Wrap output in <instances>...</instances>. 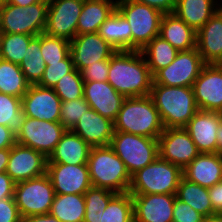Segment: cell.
Listing matches in <instances>:
<instances>
[{
    "instance_id": "1",
    "label": "cell",
    "mask_w": 222,
    "mask_h": 222,
    "mask_svg": "<svg viewBox=\"0 0 222 222\" xmlns=\"http://www.w3.org/2000/svg\"><path fill=\"white\" fill-rule=\"evenodd\" d=\"M107 81L125 97L150 95L153 75L141 51L118 50L109 59Z\"/></svg>"
},
{
    "instance_id": "2",
    "label": "cell",
    "mask_w": 222,
    "mask_h": 222,
    "mask_svg": "<svg viewBox=\"0 0 222 222\" xmlns=\"http://www.w3.org/2000/svg\"><path fill=\"white\" fill-rule=\"evenodd\" d=\"M150 96L164 128H184L199 110L193 87L152 84Z\"/></svg>"
},
{
    "instance_id": "3",
    "label": "cell",
    "mask_w": 222,
    "mask_h": 222,
    "mask_svg": "<svg viewBox=\"0 0 222 222\" xmlns=\"http://www.w3.org/2000/svg\"><path fill=\"white\" fill-rule=\"evenodd\" d=\"M114 131L158 139L164 126L151 96L126 97L114 120Z\"/></svg>"
},
{
    "instance_id": "4",
    "label": "cell",
    "mask_w": 222,
    "mask_h": 222,
    "mask_svg": "<svg viewBox=\"0 0 222 222\" xmlns=\"http://www.w3.org/2000/svg\"><path fill=\"white\" fill-rule=\"evenodd\" d=\"M87 165L92 186L116 193L129 191L131 176L110 145L91 147Z\"/></svg>"
},
{
    "instance_id": "5",
    "label": "cell",
    "mask_w": 222,
    "mask_h": 222,
    "mask_svg": "<svg viewBox=\"0 0 222 222\" xmlns=\"http://www.w3.org/2000/svg\"><path fill=\"white\" fill-rule=\"evenodd\" d=\"M183 170L159 156L131 176V195L176 194Z\"/></svg>"
},
{
    "instance_id": "6",
    "label": "cell",
    "mask_w": 222,
    "mask_h": 222,
    "mask_svg": "<svg viewBox=\"0 0 222 222\" xmlns=\"http://www.w3.org/2000/svg\"><path fill=\"white\" fill-rule=\"evenodd\" d=\"M48 16V0H41L26 7L0 3L1 33L38 36L45 32Z\"/></svg>"
},
{
    "instance_id": "7",
    "label": "cell",
    "mask_w": 222,
    "mask_h": 222,
    "mask_svg": "<svg viewBox=\"0 0 222 222\" xmlns=\"http://www.w3.org/2000/svg\"><path fill=\"white\" fill-rule=\"evenodd\" d=\"M116 10L129 22L132 50H142L159 35L163 13L136 0H117Z\"/></svg>"
},
{
    "instance_id": "8",
    "label": "cell",
    "mask_w": 222,
    "mask_h": 222,
    "mask_svg": "<svg viewBox=\"0 0 222 222\" xmlns=\"http://www.w3.org/2000/svg\"><path fill=\"white\" fill-rule=\"evenodd\" d=\"M110 146L132 176L158 156V139L114 131Z\"/></svg>"
},
{
    "instance_id": "9",
    "label": "cell",
    "mask_w": 222,
    "mask_h": 222,
    "mask_svg": "<svg viewBox=\"0 0 222 222\" xmlns=\"http://www.w3.org/2000/svg\"><path fill=\"white\" fill-rule=\"evenodd\" d=\"M55 191L47 173L15 184L14 200L21 218L49 213Z\"/></svg>"
},
{
    "instance_id": "10",
    "label": "cell",
    "mask_w": 222,
    "mask_h": 222,
    "mask_svg": "<svg viewBox=\"0 0 222 222\" xmlns=\"http://www.w3.org/2000/svg\"><path fill=\"white\" fill-rule=\"evenodd\" d=\"M205 64L197 48L178 51L173 62L153 75V84L193 87Z\"/></svg>"
},
{
    "instance_id": "11",
    "label": "cell",
    "mask_w": 222,
    "mask_h": 222,
    "mask_svg": "<svg viewBox=\"0 0 222 222\" xmlns=\"http://www.w3.org/2000/svg\"><path fill=\"white\" fill-rule=\"evenodd\" d=\"M66 130L60 122L26 117L16 143L37 150L48 158Z\"/></svg>"
},
{
    "instance_id": "12",
    "label": "cell",
    "mask_w": 222,
    "mask_h": 222,
    "mask_svg": "<svg viewBox=\"0 0 222 222\" xmlns=\"http://www.w3.org/2000/svg\"><path fill=\"white\" fill-rule=\"evenodd\" d=\"M158 153L182 170L200 154L185 128H164L158 137Z\"/></svg>"
},
{
    "instance_id": "13",
    "label": "cell",
    "mask_w": 222,
    "mask_h": 222,
    "mask_svg": "<svg viewBox=\"0 0 222 222\" xmlns=\"http://www.w3.org/2000/svg\"><path fill=\"white\" fill-rule=\"evenodd\" d=\"M84 0H48L45 33L71 41L77 35V22Z\"/></svg>"
},
{
    "instance_id": "14",
    "label": "cell",
    "mask_w": 222,
    "mask_h": 222,
    "mask_svg": "<svg viewBox=\"0 0 222 222\" xmlns=\"http://www.w3.org/2000/svg\"><path fill=\"white\" fill-rule=\"evenodd\" d=\"M193 91L199 110L222 111V64H205L194 81Z\"/></svg>"
},
{
    "instance_id": "15",
    "label": "cell",
    "mask_w": 222,
    "mask_h": 222,
    "mask_svg": "<svg viewBox=\"0 0 222 222\" xmlns=\"http://www.w3.org/2000/svg\"><path fill=\"white\" fill-rule=\"evenodd\" d=\"M47 158L37 150L15 143L10 148L6 173L15 183L46 173Z\"/></svg>"
},
{
    "instance_id": "16",
    "label": "cell",
    "mask_w": 222,
    "mask_h": 222,
    "mask_svg": "<svg viewBox=\"0 0 222 222\" xmlns=\"http://www.w3.org/2000/svg\"><path fill=\"white\" fill-rule=\"evenodd\" d=\"M21 99L26 117L60 122L62 100L53 88L30 85Z\"/></svg>"
},
{
    "instance_id": "17",
    "label": "cell",
    "mask_w": 222,
    "mask_h": 222,
    "mask_svg": "<svg viewBox=\"0 0 222 222\" xmlns=\"http://www.w3.org/2000/svg\"><path fill=\"white\" fill-rule=\"evenodd\" d=\"M116 51L98 33L76 35L70 41V56L73 66L78 71L93 62L110 59Z\"/></svg>"
},
{
    "instance_id": "18",
    "label": "cell",
    "mask_w": 222,
    "mask_h": 222,
    "mask_svg": "<svg viewBox=\"0 0 222 222\" xmlns=\"http://www.w3.org/2000/svg\"><path fill=\"white\" fill-rule=\"evenodd\" d=\"M46 173L55 194H84L92 186L87 164L47 163Z\"/></svg>"
},
{
    "instance_id": "19",
    "label": "cell",
    "mask_w": 222,
    "mask_h": 222,
    "mask_svg": "<svg viewBox=\"0 0 222 222\" xmlns=\"http://www.w3.org/2000/svg\"><path fill=\"white\" fill-rule=\"evenodd\" d=\"M134 222H173L176 194L131 195Z\"/></svg>"
},
{
    "instance_id": "20",
    "label": "cell",
    "mask_w": 222,
    "mask_h": 222,
    "mask_svg": "<svg viewBox=\"0 0 222 222\" xmlns=\"http://www.w3.org/2000/svg\"><path fill=\"white\" fill-rule=\"evenodd\" d=\"M222 115L216 111L198 110L184 127L200 153H217V132Z\"/></svg>"
},
{
    "instance_id": "21",
    "label": "cell",
    "mask_w": 222,
    "mask_h": 222,
    "mask_svg": "<svg viewBox=\"0 0 222 222\" xmlns=\"http://www.w3.org/2000/svg\"><path fill=\"white\" fill-rule=\"evenodd\" d=\"M83 97L91 109L113 122L126 98L118 93L108 81L84 82Z\"/></svg>"
},
{
    "instance_id": "22",
    "label": "cell",
    "mask_w": 222,
    "mask_h": 222,
    "mask_svg": "<svg viewBox=\"0 0 222 222\" xmlns=\"http://www.w3.org/2000/svg\"><path fill=\"white\" fill-rule=\"evenodd\" d=\"M196 48L206 64H222V7L196 32Z\"/></svg>"
},
{
    "instance_id": "23",
    "label": "cell",
    "mask_w": 222,
    "mask_h": 222,
    "mask_svg": "<svg viewBox=\"0 0 222 222\" xmlns=\"http://www.w3.org/2000/svg\"><path fill=\"white\" fill-rule=\"evenodd\" d=\"M71 131L91 147L108 146L114 134V122L90 108Z\"/></svg>"
},
{
    "instance_id": "24",
    "label": "cell",
    "mask_w": 222,
    "mask_h": 222,
    "mask_svg": "<svg viewBox=\"0 0 222 222\" xmlns=\"http://www.w3.org/2000/svg\"><path fill=\"white\" fill-rule=\"evenodd\" d=\"M183 177L204 188H211L222 178L220 153H200L183 169Z\"/></svg>"
},
{
    "instance_id": "25",
    "label": "cell",
    "mask_w": 222,
    "mask_h": 222,
    "mask_svg": "<svg viewBox=\"0 0 222 222\" xmlns=\"http://www.w3.org/2000/svg\"><path fill=\"white\" fill-rule=\"evenodd\" d=\"M91 146L78 134L66 130L53 152L47 158V163L69 165L87 164Z\"/></svg>"
},
{
    "instance_id": "26",
    "label": "cell",
    "mask_w": 222,
    "mask_h": 222,
    "mask_svg": "<svg viewBox=\"0 0 222 222\" xmlns=\"http://www.w3.org/2000/svg\"><path fill=\"white\" fill-rule=\"evenodd\" d=\"M159 36L178 51L196 48V32L175 13L163 15Z\"/></svg>"
},
{
    "instance_id": "27",
    "label": "cell",
    "mask_w": 222,
    "mask_h": 222,
    "mask_svg": "<svg viewBox=\"0 0 222 222\" xmlns=\"http://www.w3.org/2000/svg\"><path fill=\"white\" fill-rule=\"evenodd\" d=\"M221 7L217 0H176L174 13L197 32Z\"/></svg>"
},
{
    "instance_id": "28",
    "label": "cell",
    "mask_w": 222,
    "mask_h": 222,
    "mask_svg": "<svg viewBox=\"0 0 222 222\" xmlns=\"http://www.w3.org/2000/svg\"><path fill=\"white\" fill-rule=\"evenodd\" d=\"M117 0H84L77 22V35L97 33L101 24L116 10Z\"/></svg>"
},
{
    "instance_id": "29",
    "label": "cell",
    "mask_w": 222,
    "mask_h": 222,
    "mask_svg": "<svg viewBox=\"0 0 222 222\" xmlns=\"http://www.w3.org/2000/svg\"><path fill=\"white\" fill-rule=\"evenodd\" d=\"M97 33L117 51L132 50L131 27L117 10L101 24Z\"/></svg>"
},
{
    "instance_id": "30",
    "label": "cell",
    "mask_w": 222,
    "mask_h": 222,
    "mask_svg": "<svg viewBox=\"0 0 222 222\" xmlns=\"http://www.w3.org/2000/svg\"><path fill=\"white\" fill-rule=\"evenodd\" d=\"M49 213L60 222H83L84 194H55Z\"/></svg>"
},
{
    "instance_id": "31",
    "label": "cell",
    "mask_w": 222,
    "mask_h": 222,
    "mask_svg": "<svg viewBox=\"0 0 222 222\" xmlns=\"http://www.w3.org/2000/svg\"><path fill=\"white\" fill-rule=\"evenodd\" d=\"M176 198L195 209L198 213L207 217L215 214L209 198L208 188L181 178L176 192Z\"/></svg>"
},
{
    "instance_id": "32",
    "label": "cell",
    "mask_w": 222,
    "mask_h": 222,
    "mask_svg": "<svg viewBox=\"0 0 222 222\" xmlns=\"http://www.w3.org/2000/svg\"><path fill=\"white\" fill-rule=\"evenodd\" d=\"M140 51L152 75L173 62L178 53V50L159 35Z\"/></svg>"
},
{
    "instance_id": "33",
    "label": "cell",
    "mask_w": 222,
    "mask_h": 222,
    "mask_svg": "<svg viewBox=\"0 0 222 222\" xmlns=\"http://www.w3.org/2000/svg\"><path fill=\"white\" fill-rule=\"evenodd\" d=\"M19 66L30 85H37L40 82L46 68L41 53V34L30 40Z\"/></svg>"
},
{
    "instance_id": "34",
    "label": "cell",
    "mask_w": 222,
    "mask_h": 222,
    "mask_svg": "<svg viewBox=\"0 0 222 222\" xmlns=\"http://www.w3.org/2000/svg\"><path fill=\"white\" fill-rule=\"evenodd\" d=\"M29 86L19 64L0 58V93L22 98Z\"/></svg>"
},
{
    "instance_id": "35",
    "label": "cell",
    "mask_w": 222,
    "mask_h": 222,
    "mask_svg": "<svg viewBox=\"0 0 222 222\" xmlns=\"http://www.w3.org/2000/svg\"><path fill=\"white\" fill-rule=\"evenodd\" d=\"M25 119L22 99L0 93V125L7 126L14 136H17Z\"/></svg>"
},
{
    "instance_id": "36",
    "label": "cell",
    "mask_w": 222,
    "mask_h": 222,
    "mask_svg": "<svg viewBox=\"0 0 222 222\" xmlns=\"http://www.w3.org/2000/svg\"><path fill=\"white\" fill-rule=\"evenodd\" d=\"M117 193L109 189L91 186L85 193V217L83 222H100L109 201Z\"/></svg>"
},
{
    "instance_id": "37",
    "label": "cell",
    "mask_w": 222,
    "mask_h": 222,
    "mask_svg": "<svg viewBox=\"0 0 222 222\" xmlns=\"http://www.w3.org/2000/svg\"><path fill=\"white\" fill-rule=\"evenodd\" d=\"M100 222H134L131 194L129 192L117 193L109 201Z\"/></svg>"
},
{
    "instance_id": "38",
    "label": "cell",
    "mask_w": 222,
    "mask_h": 222,
    "mask_svg": "<svg viewBox=\"0 0 222 222\" xmlns=\"http://www.w3.org/2000/svg\"><path fill=\"white\" fill-rule=\"evenodd\" d=\"M33 37L20 33H2L0 37V58L20 64Z\"/></svg>"
},
{
    "instance_id": "39",
    "label": "cell",
    "mask_w": 222,
    "mask_h": 222,
    "mask_svg": "<svg viewBox=\"0 0 222 222\" xmlns=\"http://www.w3.org/2000/svg\"><path fill=\"white\" fill-rule=\"evenodd\" d=\"M84 80L81 72L74 68L70 73L65 74L53 87L54 92L62 101H70L83 98Z\"/></svg>"
},
{
    "instance_id": "40",
    "label": "cell",
    "mask_w": 222,
    "mask_h": 222,
    "mask_svg": "<svg viewBox=\"0 0 222 222\" xmlns=\"http://www.w3.org/2000/svg\"><path fill=\"white\" fill-rule=\"evenodd\" d=\"M41 53L45 63H55L70 54V41L41 33Z\"/></svg>"
},
{
    "instance_id": "41",
    "label": "cell",
    "mask_w": 222,
    "mask_h": 222,
    "mask_svg": "<svg viewBox=\"0 0 222 222\" xmlns=\"http://www.w3.org/2000/svg\"><path fill=\"white\" fill-rule=\"evenodd\" d=\"M89 109L90 106L84 97L70 101H62L60 123L67 130H71Z\"/></svg>"
},
{
    "instance_id": "42",
    "label": "cell",
    "mask_w": 222,
    "mask_h": 222,
    "mask_svg": "<svg viewBox=\"0 0 222 222\" xmlns=\"http://www.w3.org/2000/svg\"><path fill=\"white\" fill-rule=\"evenodd\" d=\"M46 68L40 82L37 84L45 88H53L59 79L70 73L75 67L70 54L63 60L55 63H45Z\"/></svg>"
},
{
    "instance_id": "43",
    "label": "cell",
    "mask_w": 222,
    "mask_h": 222,
    "mask_svg": "<svg viewBox=\"0 0 222 222\" xmlns=\"http://www.w3.org/2000/svg\"><path fill=\"white\" fill-rule=\"evenodd\" d=\"M109 71V59L101 60L99 62H93V64L88 65L83 68L81 72L82 79L84 82L92 81H107Z\"/></svg>"
},
{
    "instance_id": "44",
    "label": "cell",
    "mask_w": 222,
    "mask_h": 222,
    "mask_svg": "<svg viewBox=\"0 0 222 222\" xmlns=\"http://www.w3.org/2000/svg\"><path fill=\"white\" fill-rule=\"evenodd\" d=\"M204 216L190 205L175 198L173 205V222H203Z\"/></svg>"
},
{
    "instance_id": "45",
    "label": "cell",
    "mask_w": 222,
    "mask_h": 222,
    "mask_svg": "<svg viewBox=\"0 0 222 222\" xmlns=\"http://www.w3.org/2000/svg\"><path fill=\"white\" fill-rule=\"evenodd\" d=\"M0 222H21V216L14 198L0 200Z\"/></svg>"
},
{
    "instance_id": "46",
    "label": "cell",
    "mask_w": 222,
    "mask_h": 222,
    "mask_svg": "<svg viewBox=\"0 0 222 222\" xmlns=\"http://www.w3.org/2000/svg\"><path fill=\"white\" fill-rule=\"evenodd\" d=\"M141 4L153 7L163 14L174 13L176 0H136Z\"/></svg>"
},
{
    "instance_id": "47",
    "label": "cell",
    "mask_w": 222,
    "mask_h": 222,
    "mask_svg": "<svg viewBox=\"0 0 222 222\" xmlns=\"http://www.w3.org/2000/svg\"><path fill=\"white\" fill-rule=\"evenodd\" d=\"M15 184L13 179L6 172L0 173V200L13 198Z\"/></svg>"
},
{
    "instance_id": "48",
    "label": "cell",
    "mask_w": 222,
    "mask_h": 222,
    "mask_svg": "<svg viewBox=\"0 0 222 222\" xmlns=\"http://www.w3.org/2000/svg\"><path fill=\"white\" fill-rule=\"evenodd\" d=\"M213 210L222 213V178L219 183L208 189Z\"/></svg>"
},
{
    "instance_id": "49",
    "label": "cell",
    "mask_w": 222,
    "mask_h": 222,
    "mask_svg": "<svg viewBox=\"0 0 222 222\" xmlns=\"http://www.w3.org/2000/svg\"><path fill=\"white\" fill-rule=\"evenodd\" d=\"M16 143V136L7 126L0 125V149L11 148Z\"/></svg>"
},
{
    "instance_id": "50",
    "label": "cell",
    "mask_w": 222,
    "mask_h": 222,
    "mask_svg": "<svg viewBox=\"0 0 222 222\" xmlns=\"http://www.w3.org/2000/svg\"><path fill=\"white\" fill-rule=\"evenodd\" d=\"M21 222H60L55 216L50 213L31 215L21 218Z\"/></svg>"
},
{
    "instance_id": "51",
    "label": "cell",
    "mask_w": 222,
    "mask_h": 222,
    "mask_svg": "<svg viewBox=\"0 0 222 222\" xmlns=\"http://www.w3.org/2000/svg\"><path fill=\"white\" fill-rule=\"evenodd\" d=\"M10 148L0 149V173L6 171Z\"/></svg>"
},
{
    "instance_id": "52",
    "label": "cell",
    "mask_w": 222,
    "mask_h": 222,
    "mask_svg": "<svg viewBox=\"0 0 222 222\" xmlns=\"http://www.w3.org/2000/svg\"><path fill=\"white\" fill-rule=\"evenodd\" d=\"M40 1L41 0H7V2L9 4L18 5V6H22V7H26L28 5H32V4H35Z\"/></svg>"
},
{
    "instance_id": "53",
    "label": "cell",
    "mask_w": 222,
    "mask_h": 222,
    "mask_svg": "<svg viewBox=\"0 0 222 222\" xmlns=\"http://www.w3.org/2000/svg\"><path fill=\"white\" fill-rule=\"evenodd\" d=\"M203 222H222V213H215L204 217Z\"/></svg>"
},
{
    "instance_id": "54",
    "label": "cell",
    "mask_w": 222,
    "mask_h": 222,
    "mask_svg": "<svg viewBox=\"0 0 222 222\" xmlns=\"http://www.w3.org/2000/svg\"><path fill=\"white\" fill-rule=\"evenodd\" d=\"M216 137H217V153H220L222 151V123L219 126Z\"/></svg>"
}]
</instances>
